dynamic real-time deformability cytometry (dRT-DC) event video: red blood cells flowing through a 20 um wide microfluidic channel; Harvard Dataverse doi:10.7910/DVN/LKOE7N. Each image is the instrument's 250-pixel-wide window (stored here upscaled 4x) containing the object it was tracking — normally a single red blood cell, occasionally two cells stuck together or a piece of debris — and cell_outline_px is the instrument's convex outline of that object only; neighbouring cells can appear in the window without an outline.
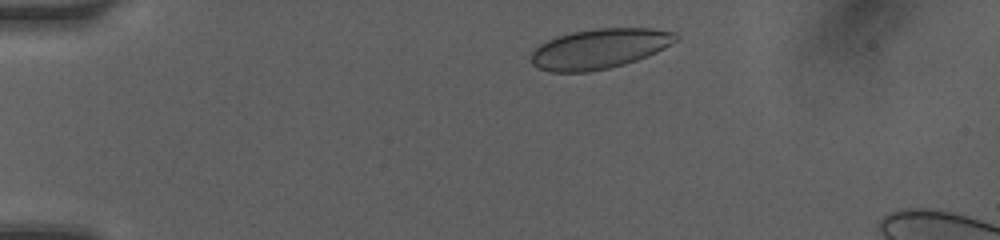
{"species": "human", "species_latin": "Homo sapiens", "temperature_condition": "room temperature", "stored_images_in_passage": 38, "camera_frame_rate_fps": 3000, "um_per_image_px": 0.085, "donor": {"sex": "female"}, "frame": {"image": 1, "passage_image": 4, "time_ms": 1.0, "image_size_px": [1000, 240], "cell_outline_px": [[680, 40], [656, 52], [636, 60], [624, 64], [608, 68], [588, 72], [552, 72], [536, 68], [532, 64], [532, 52], [540, 44], [556, 36], [572, 32], [596, 28], [652, 28], [676, 32], [680, 36]], "centroid_in_image_um": [50.98, 4.13], "position_along_channel_um": 34.0, "area_um2": 33.87}}
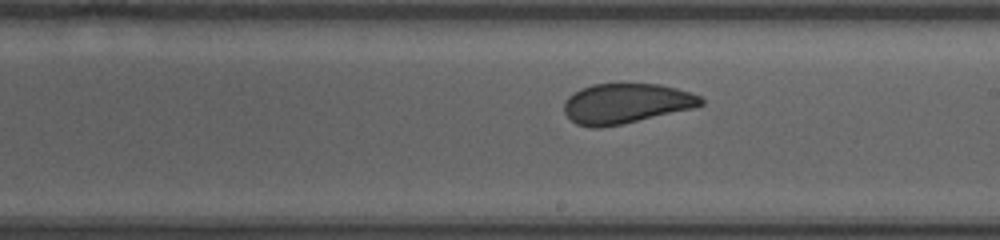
{"frame": {"image": 2, "passage_image": 23, "time_ms": 7.333, "image_size_px": [1000, 240], "cell_outline_px": [[704, 104], [692, 108], [620, 124], [600, 128], [592, 128], [576, 124], [564, 112], [564, 100], [568, 96], [580, 88], [592, 84], [660, 84], [676, 88], [700, 96], [704, 100]], "centroid_in_image_um": [53.16, 8.79], "position_along_channel_um": 235.8, "area_um2": 31.67}}
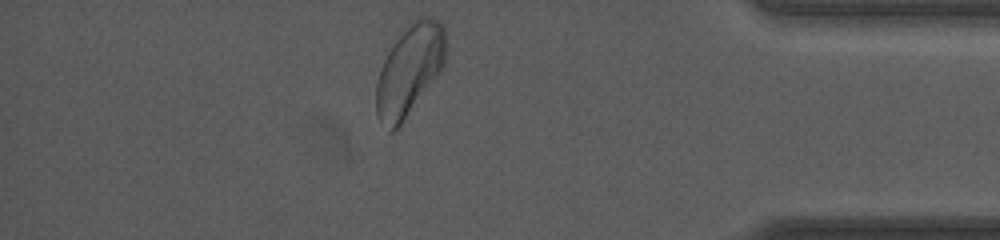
{"frame": {"image": 3, "passage_image": 37, "time_ms": 12.0, "image_size_px": [1000, 240], "cell_outline_px": [[444, 64], [440, 72], [400, 124], [392, 132], [388, 132], [376, 116], [376, 84], [380, 68], [396, 32], [408, 20], [416, 16], [432, 16], [440, 20], [444, 24]], "centroid_in_image_um": [34.77, 5.84], "position_along_channel_um": 400.4, "area_um2": 37.45}, "authors_computed_cell_mechanics": {"area_um2": 32.9171, "velocity_mm_per_s": 4.1572, "shape_relaxation_time_tau1_ms": 6.2267, "shape_relaxation_time_tau2_ms": null, "deformation_change_tau1": 0.1341, "deformation_change_tau2": null}}